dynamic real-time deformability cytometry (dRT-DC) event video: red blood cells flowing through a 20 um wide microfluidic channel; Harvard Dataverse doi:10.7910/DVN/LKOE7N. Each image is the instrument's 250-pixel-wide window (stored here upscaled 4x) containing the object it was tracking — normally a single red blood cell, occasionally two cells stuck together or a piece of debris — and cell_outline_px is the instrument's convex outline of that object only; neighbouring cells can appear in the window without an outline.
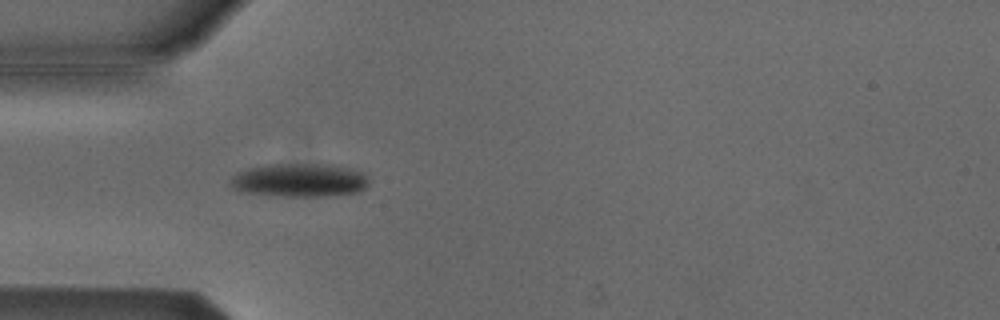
{"species": "Egyptian fruit bat (a non-hibernating species)", "species_latin": "Rousettus aegyptiacus", "temperature_condition": "cold", "stored_images_in_passage": 41, "camera_frame_rate_fps": 3000, "um_per_image_px": 0.085, "animal": {"sex": "male"}, "frame": {"image": 1, "passage_image": 6, "time_ms": 1.667, "image_size_px": [1000, 320], "cell_outline_px": [[368, 184], [360, 192], [328, 196], [284, 196], [240, 192], [232, 188], [232, 176], [236, 172], [248, 168], [268, 164], [332, 164], [348, 168], [360, 172], [368, 180]], "centroid_in_image_um": [25.43, 15.32], "position_along_channel_um": 59.6, "area_um2": 26.99}}
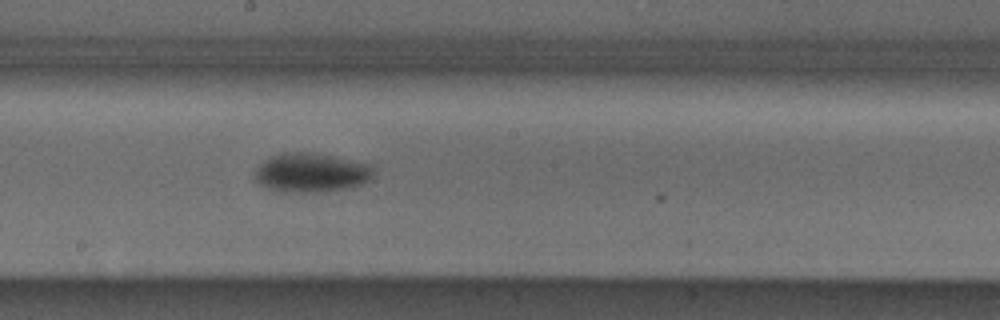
{"frame": {"image": 2, "passage_image": 19, "time_ms": 6.0, "image_size_px": [1000, 320], "cell_outline_px": [[372, 180], [352, 188], [316, 192], [284, 192], [268, 188], [260, 184], [256, 180], [256, 168], [264, 160], [272, 156], [284, 152], [312, 152], [372, 164]], "centroid_in_image_um": [26.48, 14.68], "position_along_channel_um": 221.7, "area_um2": 27.17}}
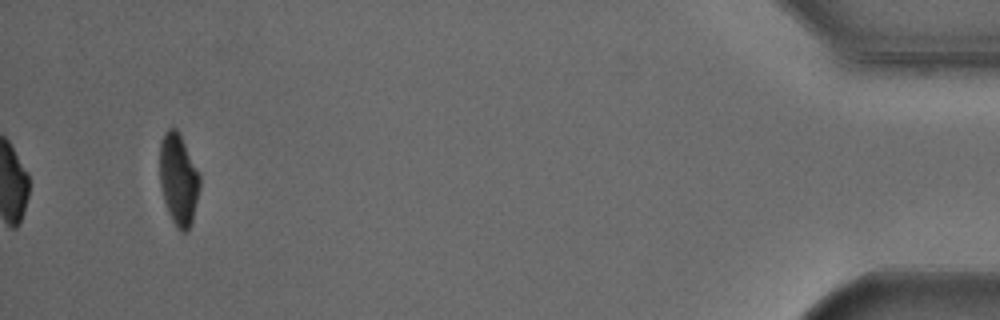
{"frame": {"image": 3, "passage_image": 41, "time_ms": 13.333, "image_size_px": [1000, 320], "cell_outline_px": [[200, 188], [192, 220], [188, 232], [180, 232], [176, 228], [168, 212], [164, 200], [160, 184], [160, 144], [164, 132], [168, 128], [176, 128], [200, 176]], "centroid_in_image_um": [15.16, 15.3], "position_along_channel_um": 420.0, "area_um2": 21.1}, "authors_computed_cell_mechanics": {"area_um2": 25.721, "velocity_mm_per_s": 3.8135, "shape_relaxation_time_tau1_ms": 4.2009, "shape_relaxation_time_tau2_ms": null, "deformation_change_tau1": 0.1403, "deformation_change_tau2": null}}